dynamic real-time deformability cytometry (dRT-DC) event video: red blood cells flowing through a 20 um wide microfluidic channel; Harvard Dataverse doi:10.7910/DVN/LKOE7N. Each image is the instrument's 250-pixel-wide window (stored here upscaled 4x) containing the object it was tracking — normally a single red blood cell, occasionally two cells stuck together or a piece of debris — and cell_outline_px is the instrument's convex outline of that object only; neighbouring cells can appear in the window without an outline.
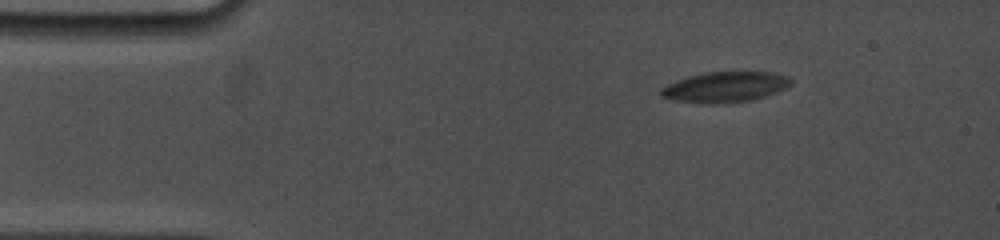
{"species": "common noctule bat (a hibernating species)", "species_latin": "Nyctalus noctula", "temperature_condition": "cold", "stored_images_in_passage": 74, "camera_frame_rate_fps": 5000, "um_per_image_px": 0.085, "animal": {"sex": "female", "body_mass_g": 19.0, "forearm_length_mm": 53.3}, "frame": {"image": 1, "passage_image": 1, "time_ms": 0.0, "image_size_px": [1000, 240], "cell_outline_px": [[792, 84], [788, 88], [752, 100], [716, 104], [708, 104], [676, 100], [660, 96], [660, 88], [676, 80], [688, 76], [708, 72], [772, 72], [788, 76], [792, 80]], "centroid_in_image_um": [61.65, 7.39], "position_along_channel_um": 23.3, "area_um2": 23.12}}
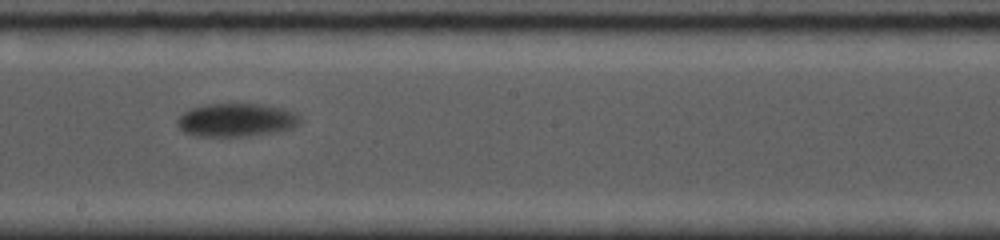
{"frame": {"image": 2, "passage_image": 27, "time_ms": 7.8, "image_size_px": [1000, 240], "cell_outline_px": [[304, 120], [300, 124], [292, 128], [280, 132], [244, 136], [196, 136], [184, 132], [176, 124], [176, 120], [184, 112], [192, 108], [208, 104], [260, 104], [280, 108], [292, 112], [300, 116]], "centroid_in_image_um": [20.11, 10.21], "position_along_channel_um": 228.1, "area_um2": 23.87}}
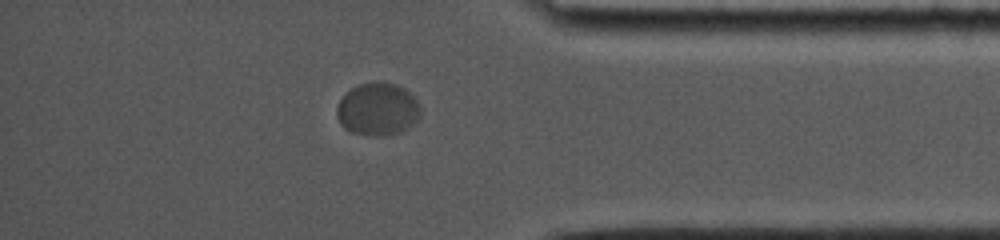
{"frame": {"image": 3, "passage_image": 59, "time_ms": 13.0, "image_size_px": [1000, 240], "cell_outline_px": [[420, 116], [404, 132], [388, 136], [376, 136], [352, 132], [344, 128], [340, 124], [336, 116], [336, 108], [344, 92], [360, 84], [380, 80], [396, 84], [404, 88], [420, 104]], "centroid_in_image_um": [32.09, 9.28], "position_along_channel_um": 403.1, "area_um2": 26.13}, "authors_computed_cell_mechanics": {"area_um2": 24.1026, "velocity_mm_per_s": 3.4911, "shape_relaxation_time_tau1_ms": 2.2294, "shape_relaxation_time_tau2_ms": null, "deformation_change_tau1": 0.0843, "deformation_change_tau2": null}}